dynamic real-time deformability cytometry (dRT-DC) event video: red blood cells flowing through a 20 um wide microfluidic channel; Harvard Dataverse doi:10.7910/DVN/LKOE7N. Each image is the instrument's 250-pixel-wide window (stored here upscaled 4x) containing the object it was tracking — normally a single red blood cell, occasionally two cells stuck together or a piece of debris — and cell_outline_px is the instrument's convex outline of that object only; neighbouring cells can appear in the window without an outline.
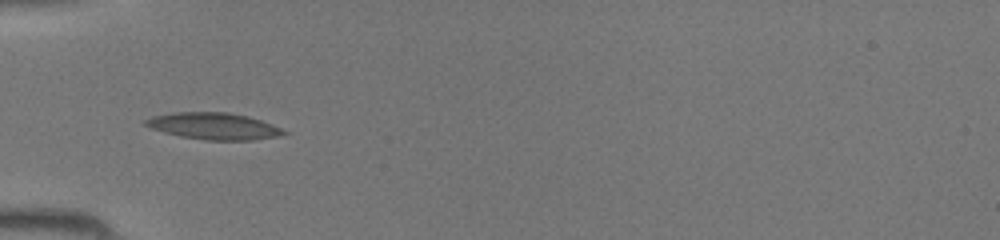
{"species": "common noctule bat (a hibernating species)", "species_latin": "Nyctalus noctula", "temperature_condition": "room temperature", "stored_images_in_passage": 31, "camera_frame_rate_fps": 3000, "um_per_image_px": 0.085, "animal": {"sex": "female", "body_mass_g": 19.5, "forearm_length_mm": 54.1}, "frame": {"image": 1, "passage_image": 2, "time_ms": 0.333, "image_size_px": [1000, 240], "cell_outline_px": [[288, 132], [280, 136], [252, 140], [204, 140], [180, 136], [152, 128], [144, 124], [144, 120], [152, 116], [180, 112], [228, 112], [248, 116], [272, 124]], "centroid_in_image_um": [18.2, 10.72], "position_along_channel_um": 66.8, "area_um2": 21.33}}
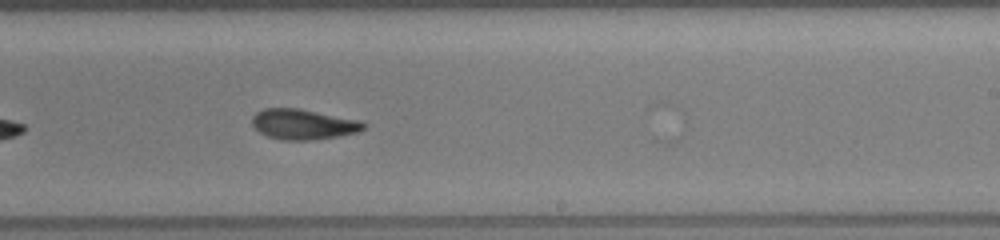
{"frame": {"image": 2, "passage_image": 15, "time_ms": 4.667, "image_size_px": [1000, 240], "cell_outline_px": [[368, 124], [364, 128], [356, 132], [336, 136], [308, 140], [284, 140], [268, 136], [260, 132], [252, 124], [252, 116], [256, 112], [264, 108], [300, 108], [356, 120]], "centroid_in_image_um": [25.72, 10.55], "position_along_channel_um": 263.3, "area_um2": 19.36}}
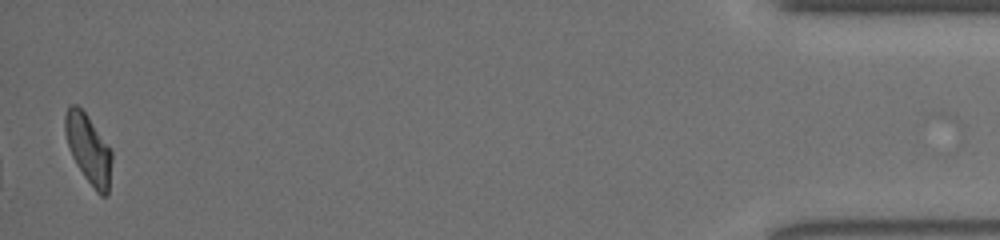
{"frame": {"image": 3, "passage_image": 31, "time_ms": 10.0, "image_size_px": [1000, 240], "cell_outline_px": [[112, 160], [108, 196], [100, 196], [96, 192], [84, 176], [76, 164], [72, 156], [64, 132], [64, 116], [68, 108], [72, 104], [76, 104], [84, 112], [112, 148]], "centroid_in_image_um": [7.54, 12.69], "position_along_channel_um": 427.7, "area_um2": 18.96}}